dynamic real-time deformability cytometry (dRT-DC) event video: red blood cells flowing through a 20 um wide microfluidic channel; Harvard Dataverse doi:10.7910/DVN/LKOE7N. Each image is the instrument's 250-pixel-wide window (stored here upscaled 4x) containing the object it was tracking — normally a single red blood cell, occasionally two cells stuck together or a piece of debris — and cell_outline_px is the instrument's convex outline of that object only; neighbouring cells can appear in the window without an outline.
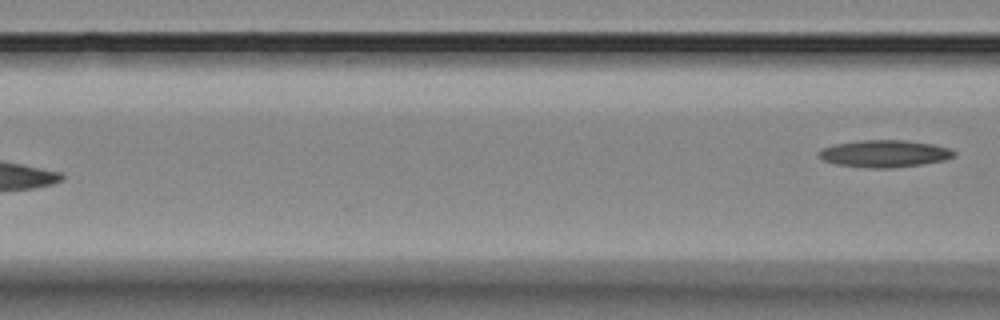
{"species": "Egyptian fruit bat (a non-hibernating species)", "species_latin": "Rousettus aegyptiacus", "temperature_condition": "room temperature", "stored_images_in_passage": 5, "camera_frame_rate_fps": 3000, "um_per_image_px": 0.085, "animal": {"sex": "female"}, "frame": {"image": 1, "passage_image": 5, "time_ms": 5.667, "image_size_px": [1000, 320], "cell_outline_px": [[956, 156], [944, 160], [924, 164], [892, 168], [872, 168], [836, 164], [824, 160], [816, 152], [832, 144], [860, 140], [904, 140], [932, 144], [948, 148], [956, 152]], "centroid_in_image_um": [75.19, 13.06], "position_along_channel_um": 91.4, "area_um2": 21.39}}